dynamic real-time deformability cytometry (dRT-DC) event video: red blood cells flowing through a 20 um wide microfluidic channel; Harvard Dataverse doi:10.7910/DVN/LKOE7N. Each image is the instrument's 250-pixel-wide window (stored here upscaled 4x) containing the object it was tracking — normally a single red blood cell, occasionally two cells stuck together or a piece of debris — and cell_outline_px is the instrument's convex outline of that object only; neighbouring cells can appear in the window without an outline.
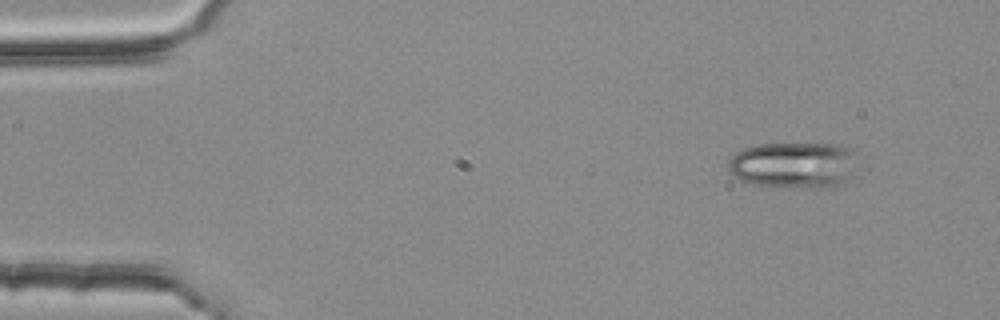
{"species": "common noctule bat (a hibernating species)", "species_latin": "Nyctalus noctula", "temperature_condition": "room temperature", "stored_images_in_passage": 5, "camera_frame_rate_fps": 3000, "um_per_image_px": 0.085, "animal": {"sex": "female", "body_mass_g": 25.1}, "frame": {"image": 1, "passage_image": 1, "time_ms": 0.0, "image_size_px": [1000, 320], "cell_outline_px": [[852, 152], [844, 176], [836, 184], [820, 188], [752, 184], [740, 180], [728, 172], [728, 160], [736, 152], [744, 148], [760, 144], [840, 144], [852, 148]], "centroid_in_image_um": [67.25, 13.99], "position_along_channel_um": 17.7, "area_um2": 33.35}}